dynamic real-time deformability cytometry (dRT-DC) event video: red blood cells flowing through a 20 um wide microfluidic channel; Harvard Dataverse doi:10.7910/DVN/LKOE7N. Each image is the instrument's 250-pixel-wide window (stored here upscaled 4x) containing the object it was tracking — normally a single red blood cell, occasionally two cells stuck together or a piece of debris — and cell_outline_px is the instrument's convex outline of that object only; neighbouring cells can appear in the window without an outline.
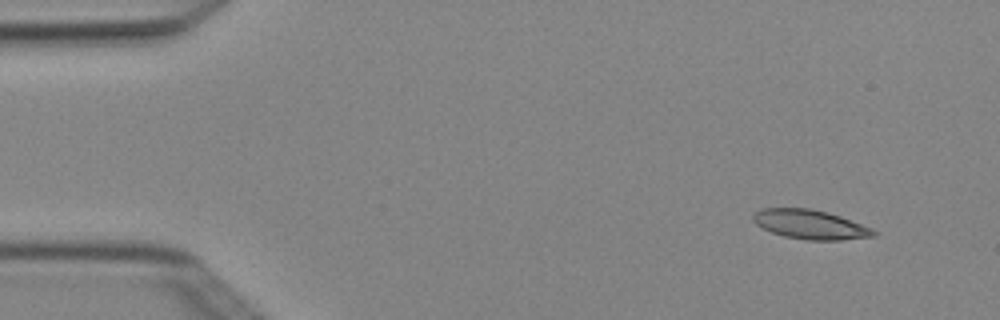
{"species": "Egyptian fruit bat (a non-hibernating species)", "species_latin": "Rousettus aegyptiacus", "temperature_condition": "cold", "stored_images_in_passage": 5, "camera_frame_rate_fps": 3000, "um_per_image_px": 0.085, "animal": {"sex": "female"}, "frame": {"image": 1, "passage_image": 5, "time_ms": 1.333, "image_size_px": [1000, 320], "cell_outline_px": [[880, 232], [876, 236], [840, 240], [808, 240], [784, 236], [772, 232], [756, 224], [752, 220], [752, 216], [760, 208], [808, 208], [828, 212], [840, 216], [872, 228]], "centroid_in_image_um": [68.9, 19.08], "position_along_channel_um": 16.1, "area_um2": 20.58}}